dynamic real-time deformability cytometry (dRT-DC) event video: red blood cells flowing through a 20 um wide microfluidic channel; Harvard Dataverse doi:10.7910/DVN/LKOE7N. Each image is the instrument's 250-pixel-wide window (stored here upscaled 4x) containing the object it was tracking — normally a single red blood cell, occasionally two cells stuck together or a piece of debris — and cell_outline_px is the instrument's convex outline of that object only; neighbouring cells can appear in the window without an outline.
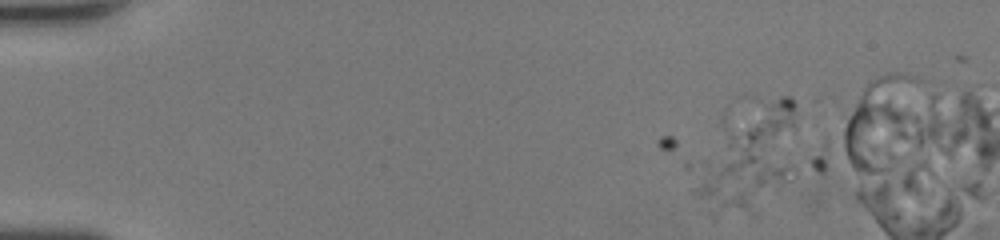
{"species": "human", "species_latin": "Homo sapiens", "temperature_condition": "room temperature", "stored_images_in_passage": 5, "camera_frame_rate_fps": 3000, "um_per_image_px": 0.085, "donor": {"sex": "female"}, "frame": {"image": 1, "passage_image": 1, "time_ms": 0.0, "image_size_px": [1000, 240], "cell_outline_px": [[796, 128], [788, 180], [716, 196], [708, 196], [692, 192], [692, 188], [720, 112], [724, 108], [780, 96], [788, 96], [796, 104]], "centroid_in_image_um": [63.65, 12.54], "position_along_channel_um": 21.4, "area_um2": 54.33}}